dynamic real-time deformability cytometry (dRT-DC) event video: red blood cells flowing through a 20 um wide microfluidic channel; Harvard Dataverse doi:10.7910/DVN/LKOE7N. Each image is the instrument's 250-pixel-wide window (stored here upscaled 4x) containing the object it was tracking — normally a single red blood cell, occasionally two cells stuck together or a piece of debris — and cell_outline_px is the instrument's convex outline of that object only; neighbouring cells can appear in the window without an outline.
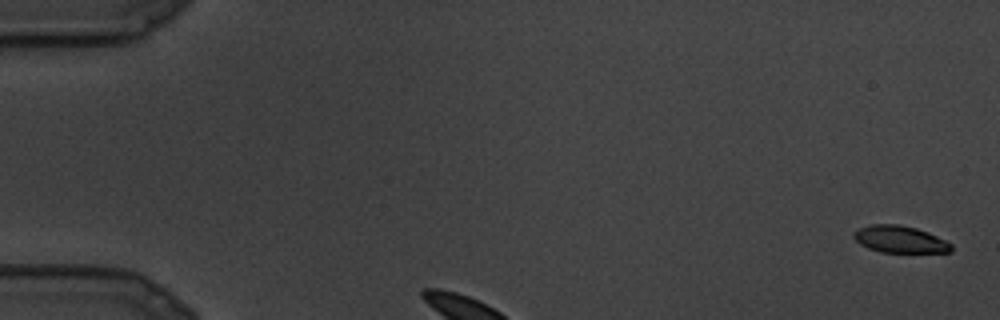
{"species": "common noctule bat (a hibernating species)", "species_latin": "Nyctalus noctula", "temperature_condition": "cold", "stored_images_in_passage": 14, "camera_frame_rate_fps": 3000, "um_per_image_px": 0.085, "animal": {"sex": "male", "body_mass_g": 19.5, "forearm_length_mm": 54.6}, "frame": {"image": 1, "passage_image": 1, "time_ms": 0.0, "image_size_px": [1000, 320], "cell_outline_px": [[952, 252], [880, 252], [868, 248], [860, 244], [852, 236], [852, 232], [860, 228], [872, 224], [900, 224], [916, 228], [928, 232], [952, 244]], "centroid_in_image_um": [76.47, 20.34], "position_along_channel_um": 8.5, "area_um2": 15.32}}
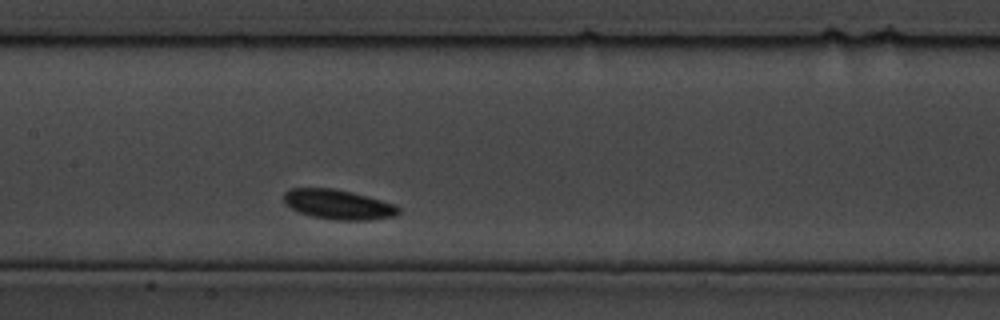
{"frame": {"image": 2, "passage_image": 8, "time_ms": 2.333, "image_size_px": [1000, 320], "cell_outline_px": [[400, 212], [396, 216], [368, 220], [336, 220], [312, 216], [300, 212], [284, 204], [284, 192], [292, 188], [332, 188], [352, 192], [396, 204], [400, 208]], "centroid_in_image_um": [28.77, 17.38], "position_along_channel_um": 178.6, "area_um2": 19.88}}
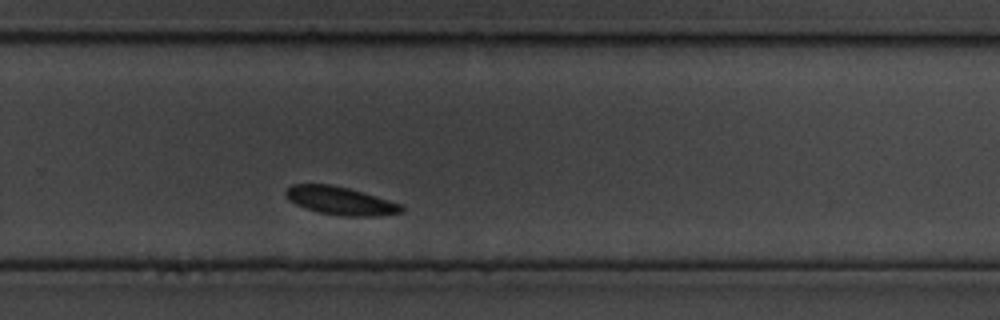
{"frame": {"image": 3, "passage_image": 14, "time_ms": 4.333, "image_size_px": [1000, 320], "cell_outline_px": [[404, 212], [380, 216], [344, 216], [320, 212], [304, 208], [288, 200], [284, 192], [292, 184], [332, 184], [364, 192], [404, 204]], "centroid_in_image_um": [28.99, 17.06], "position_along_channel_um": 300.8, "area_um2": 19.19}}